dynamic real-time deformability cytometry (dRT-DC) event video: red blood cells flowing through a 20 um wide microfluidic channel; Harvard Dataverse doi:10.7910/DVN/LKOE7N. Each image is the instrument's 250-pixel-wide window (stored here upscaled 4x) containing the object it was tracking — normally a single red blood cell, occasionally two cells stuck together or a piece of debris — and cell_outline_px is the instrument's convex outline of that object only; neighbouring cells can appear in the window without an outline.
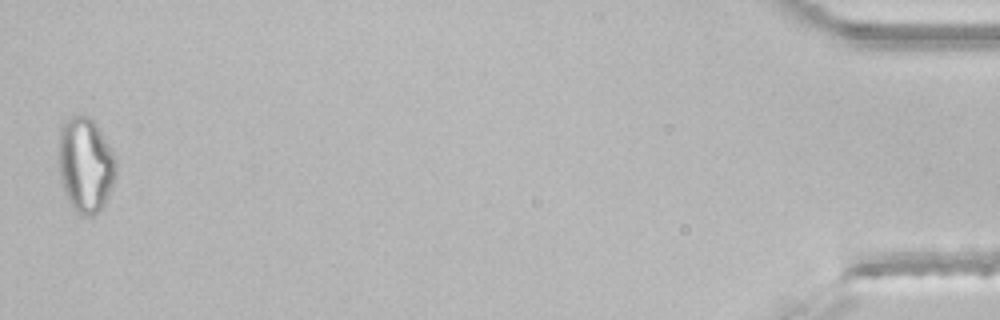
{"species": "common noctule bat (a hibernating species)", "species_latin": "Nyctalus noctula", "temperature_condition": "room temperature", "stored_images_in_passage": 42, "segment_of_instrument_passage": [2, 2], "camera_frame_rate_fps": 3000, "um_per_image_px": 0.085, "animal": {"sex": "male", "body_mass_g": 21.5, "forearm_length_mm": 52.0}, "frame": {"image": 1, "passage_image": 42, "time_ms": 13.667, "image_size_px": [1000, 320], "cell_outline_px": [[116, 176], [108, 196], [104, 204], [92, 216], [84, 216], [76, 212], [72, 208], [64, 192], [60, 180], [60, 132], [64, 120], [80, 112], [92, 116], [116, 156]], "centroid_in_image_um": [7.29, 13.97], "position_along_channel_um": 427.9, "area_um2": 32.08}}